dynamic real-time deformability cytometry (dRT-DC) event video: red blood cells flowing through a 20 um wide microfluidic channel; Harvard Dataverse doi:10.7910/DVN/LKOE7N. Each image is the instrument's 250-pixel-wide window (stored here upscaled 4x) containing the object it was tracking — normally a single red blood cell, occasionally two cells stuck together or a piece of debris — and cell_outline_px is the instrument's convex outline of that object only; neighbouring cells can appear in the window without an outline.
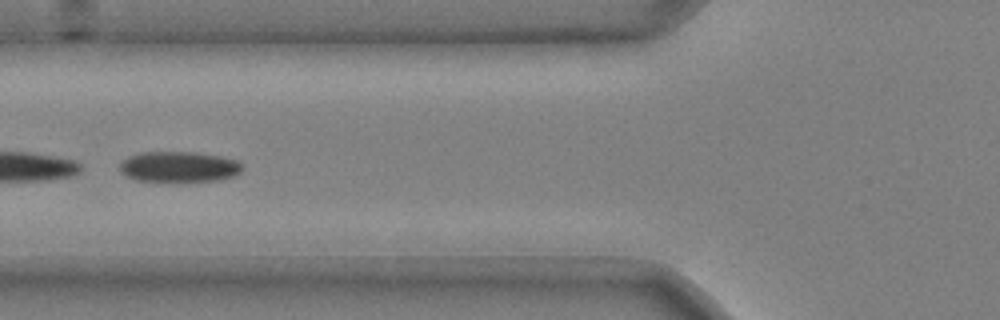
{"species": "common noctule bat (a hibernating species)", "species_latin": "Nyctalus noctula", "temperature_condition": "cold", "stored_images_in_passage": 48, "camera_frame_rate_fps": 3000, "um_per_image_px": 0.085, "animal": {"sex": "male", "body_mass_g": 20.4}, "frame": {"image": 1, "passage_image": 17, "time_ms": 5.333, "image_size_px": [1000, 320], "cell_outline_px": [[244, 168], [236, 176], [220, 180], [180, 184], [172, 184], [136, 180], [124, 176], [120, 172], [120, 160], [128, 156], [140, 152], [196, 152], [220, 156], [240, 160], [244, 164]], "centroid_in_image_um": [15.23, 14.22], "position_along_channel_um": 110.6, "area_um2": 23.35}}
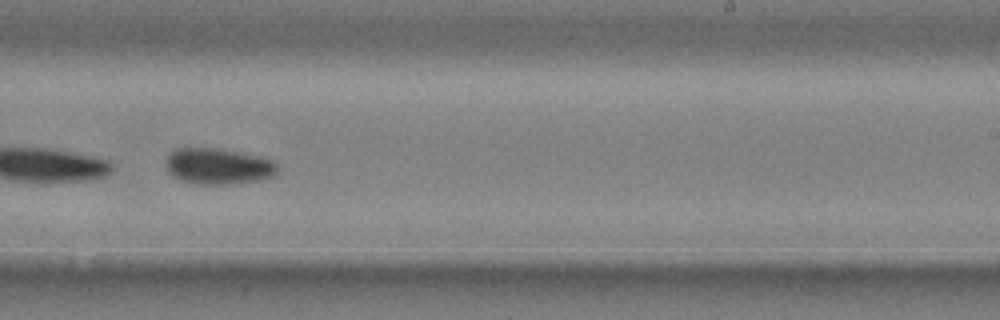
{"frame": {"image": 2, "passage_image": 30, "time_ms": 9.667, "image_size_px": [1000, 320], "cell_outline_px": [[276, 172], [272, 176], [264, 180], [232, 184], [196, 184], [180, 180], [172, 176], [168, 172], [164, 160], [176, 148], [216, 148], [260, 156], [272, 160], [276, 164]], "centroid_in_image_um": [18.52, 14.14], "position_along_channel_um": 270.5, "area_um2": 23.58}}
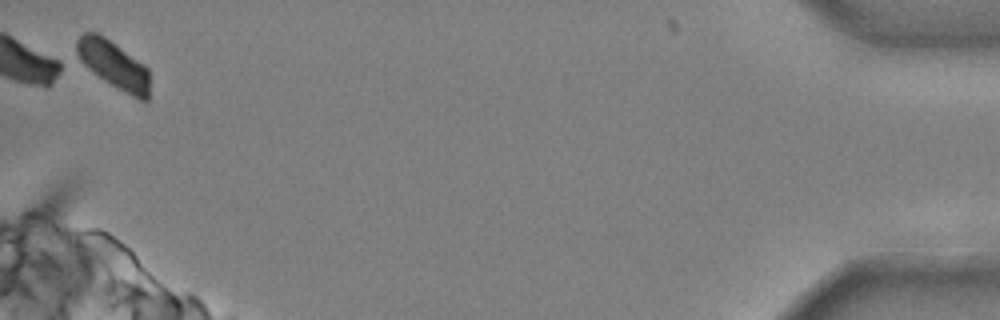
{"frame": {"image": 3, "passage_image": 48, "time_ms": 15.667, "image_size_px": [1000, 320], "cell_outline_px": [[148, 100], [140, 100], [124, 92], [104, 80], [92, 72], [76, 60], [76, 40], [84, 32], [96, 32], [104, 36], [144, 64], [148, 68]], "centroid_in_image_um": [9.6, 5.48], "position_along_channel_um": 425.6, "area_um2": 20.35}, "authors_computed_cell_mechanics": {"area_um2": 24.4205, "velocity_mm_per_s": 3.6964, "shape_relaxation_time_tau1_ms": 5.1352, "shape_relaxation_time_tau2_ms": null, "deformation_change_tau1": 0.1041, "deformation_change_tau2": null}}